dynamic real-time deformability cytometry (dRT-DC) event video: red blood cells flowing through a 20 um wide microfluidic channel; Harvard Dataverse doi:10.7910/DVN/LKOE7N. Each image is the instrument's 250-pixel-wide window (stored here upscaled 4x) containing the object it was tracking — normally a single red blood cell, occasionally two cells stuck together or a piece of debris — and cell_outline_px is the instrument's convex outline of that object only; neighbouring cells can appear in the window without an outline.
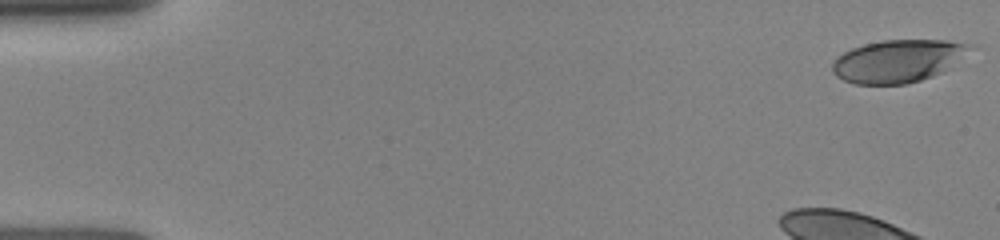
{"species": "human", "species_latin": "Homo sapiens", "temperature_condition": "room temperature", "stored_images_in_passage": 71, "camera_frame_rate_fps": 3000, "um_per_image_px": 0.085, "donor": {"sex": "female"}, "frame": {"image": 1, "passage_image": 1, "time_ms": 0.0, "image_size_px": [1000, 240], "cell_outline_px": [[968, 44], [944, 72], [908, 84], [856, 84], [844, 80], [836, 76], [832, 72], [832, 60], [836, 56], [852, 48], [864, 44], [880, 40], [948, 40]], "centroid_in_image_um": [76.15, 5.2], "position_along_channel_um": 8.9, "area_um2": 33.41}}